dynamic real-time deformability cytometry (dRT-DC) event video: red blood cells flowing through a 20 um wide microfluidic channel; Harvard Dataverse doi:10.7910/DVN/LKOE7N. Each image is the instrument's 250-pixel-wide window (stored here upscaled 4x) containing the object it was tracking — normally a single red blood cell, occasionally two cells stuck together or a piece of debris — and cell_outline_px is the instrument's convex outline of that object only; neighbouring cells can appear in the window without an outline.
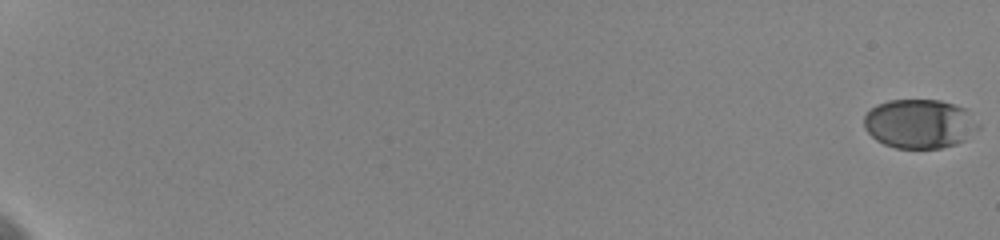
{"species": "human", "species_latin": "Homo sapiens", "temperature_condition": "cold", "stored_images_in_passage": 61, "camera_frame_rate_fps": 3000, "um_per_image_px": 0.085, "donor": {"sex": "female"}, "frame": {"image": 1, "passage_image": 1, "time_ms": 0.0, "image_size_px": [1000, 240], "cell_outline_px": [[968, 112], [964, 140], [956, 144], [940, 148], [896, 148], [884, 144], [876, 140], [864, 128], [864, 116], [876, 104], [888, 100], [940, 100], [968, 108]], "centroid_in_image_um": [77.95, 10.5], "position_along_channel_um": 7.1, "area_um2": 31.27}}
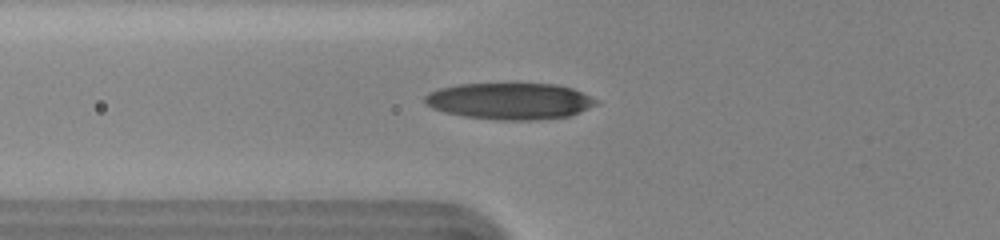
{"frame": {"image": 2, "passage_image": 27, "time_ms": 8.667, "image_size_px": [1000, 240], "cell_outline_px": [[600, 100], [596, 104], [580, 112], [568, 116], [536, 120], [496, 120], [464, 116], [444, 112], [432, 108], [424, 104], [424, 96], [428, 92], [440, 88], [460, 84], [556, 84], [572, 88]], "centroid_in_image_um": [43.32, 8.6], "position_along_channel_um": 82.5, "area_um2": 36.53}}
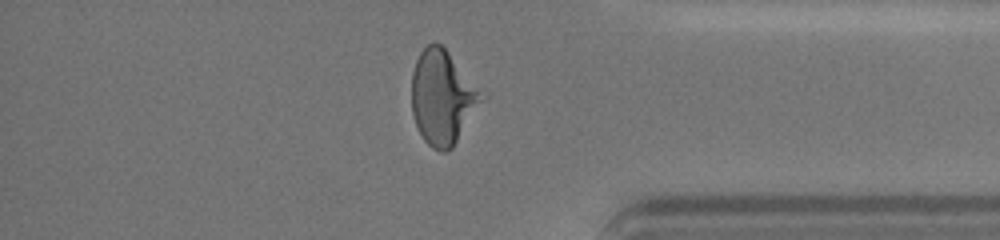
{"frame": {"image": 3, "passage_image": 54, "time_ms": 17.667, "image_size_px": [1000, 240], "cell_outline_px": [[488, 96], [452, 148], [444, 152], [440, 152], [432, 148], [424, 140], [416, 124], [412, 112], [412, 72], [416, 60], [420, 52], [428, 44], [440, 44], [448, 52]], "centroid_in_image_um": [37.65, 8.3], "position_along_channel_um": 397.5, "area_um2": 38.55}, "authors_computed_cell_mechanics": {"area_um2": 35.2002, "velocity_mm_per_s": 3.59, "shape_relaxation_time_tau1_ms": 3.8476, "shape_relaxation_time_tau2_ms": 0.7646, "deformation_change_tau1": 0.1562, "deformation_change_tau2": 0.063}}